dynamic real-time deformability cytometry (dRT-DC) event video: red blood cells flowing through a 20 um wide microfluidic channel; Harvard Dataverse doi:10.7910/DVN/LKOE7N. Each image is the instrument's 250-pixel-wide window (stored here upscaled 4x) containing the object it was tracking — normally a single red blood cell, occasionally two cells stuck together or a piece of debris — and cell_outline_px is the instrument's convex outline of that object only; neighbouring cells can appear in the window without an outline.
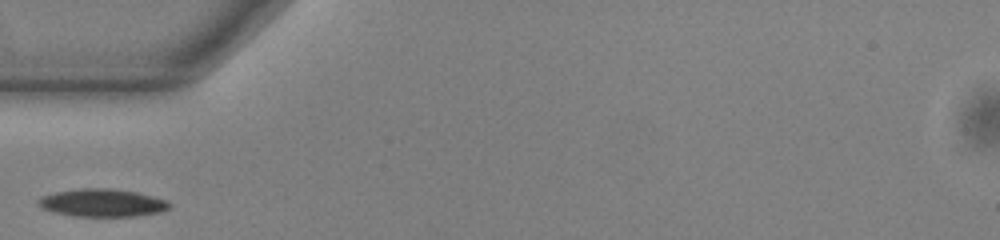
{"species": "common noctule bat (a hibernating species)", "species_latin": "Nyctalus noctula", "temperature_condition": "warm", "stored_images_in_passage": 34, "camera_frame_rate_fps": 3000, "um_per_image_px": 0.085, "animal": {"sex": "male", "body_mass_g": 13.0, "forearm_length_mm": 53.1}, "frame": {"image": 1, "passage_image": 1, "time_ms": 0.0, "image_size_px": [1000, 240], "cell_outline_px": [[172, 204], [168, 208], [160, 212], [136, 216], [72, 216], [52, 212], [40, 208], [40, 200], [44, 196], [56, 192], [84, 188], [108, 188], [136, 192], [168, 200]], "centroid_in_image_um": [8.73, 17.25], "position_along_channel_um": 76.3, "area_um2": 21.04}}
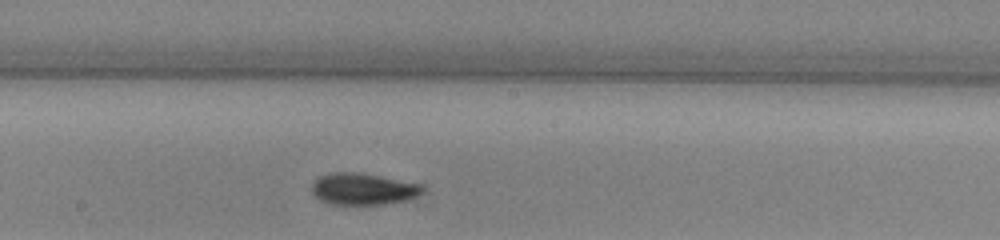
{"frame": {"image": 2, "passage_image": 12, "time_ms": 3.667, "image_size_px": [1000, 240], "cell_outline_px": [[424, 192], [408, 200], [384, 204], [328, 204], [320, 200], [312, 192], [312, 184], [320, 176], [328, 172], [360, 172], [420, 184], [424, 188]], "centroid_in_image_um": [30.85, 16.06], "position_along_channel_um": 217.3, "area_um2": 20.46}}
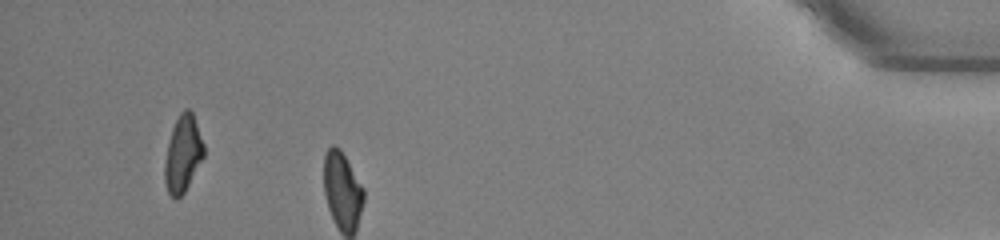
{"frame": {"image": 3, "passage_image": 31, "time_ms": 10.0, "image_size_px": [1000, 240], "cell_outline_px": [[204, 156], [184, 192], [176, 200], [168, 192], [164, 180], [164, 164], [168, 140], [172, 128], [180, 112], [184, 108], [188, 108], [192, 112], [204, 144]], "centroid_in_image_um": [15.53, 13.06], "position_along_channel_um": 419.7, "area_um2": 17.4}}